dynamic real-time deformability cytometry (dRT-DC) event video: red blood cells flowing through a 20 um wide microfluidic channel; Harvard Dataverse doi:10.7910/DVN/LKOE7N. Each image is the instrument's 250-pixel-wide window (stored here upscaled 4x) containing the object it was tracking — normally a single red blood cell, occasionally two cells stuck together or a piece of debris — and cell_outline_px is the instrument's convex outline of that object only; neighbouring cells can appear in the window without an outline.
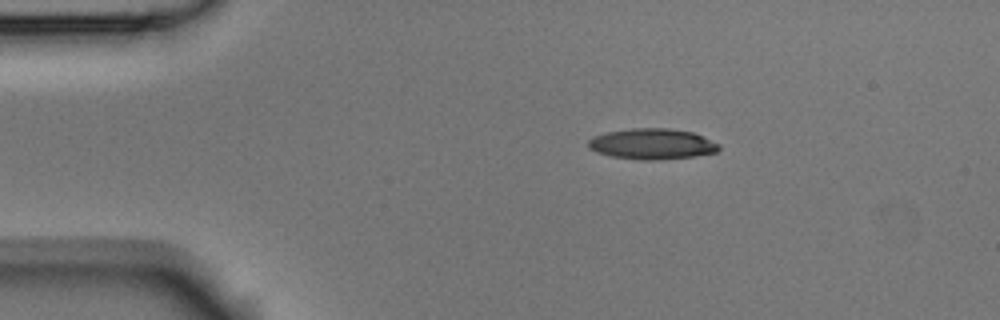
{"species": "Egyptian fruit bat (a non-hibernating species)", "species_latin": "Rousettus aegyptiacus", "temperature_condition": "room temperature", "stored_images_in_passage": 3, "camera_frame_rate_fps": 3000, "um_per_image_px": 0.085, "animal": {"sex": "male"}, "frame": {"image": 1, "passage_image": 1, "time_ms": 0.0, "image_size_px": [1000, 320], "cell_outline_px": [[720, 148], [716, 152], [696, 156], [660, 160], [640, 160], [612, 156], [596, 152], [588, 148], [588, 140], [592, 136], [604, 132], [632, 128], [668, 128], [692, 132], [704, 136], [720, 144]], "centroid_in_image_um": [55.42, 12.23], "position_along_channel_um": 29.6, "area_um2": 23.7}}
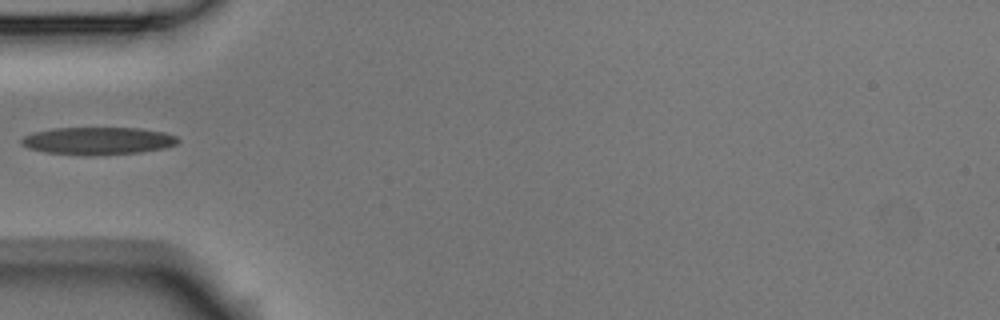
{"frame": {"image": 2, "passage_image": 3, "time_ms": 0.667, "image_size_px": [1000, 320], "cell_outline_px": [[180, 140], [176, 144], [168, 148], [140, 152], [92, 156], [88, 156], [44, 152], [28, 148], [20, 144], [20, 140], [24, 136], [32, 132], [52, 128], [140, 128], [164, 132], [176, 136]], "centroid_in_image_um": [8.32, 11.98], "position_along_channel_um": 76.7, "area_um2": 25.49}}